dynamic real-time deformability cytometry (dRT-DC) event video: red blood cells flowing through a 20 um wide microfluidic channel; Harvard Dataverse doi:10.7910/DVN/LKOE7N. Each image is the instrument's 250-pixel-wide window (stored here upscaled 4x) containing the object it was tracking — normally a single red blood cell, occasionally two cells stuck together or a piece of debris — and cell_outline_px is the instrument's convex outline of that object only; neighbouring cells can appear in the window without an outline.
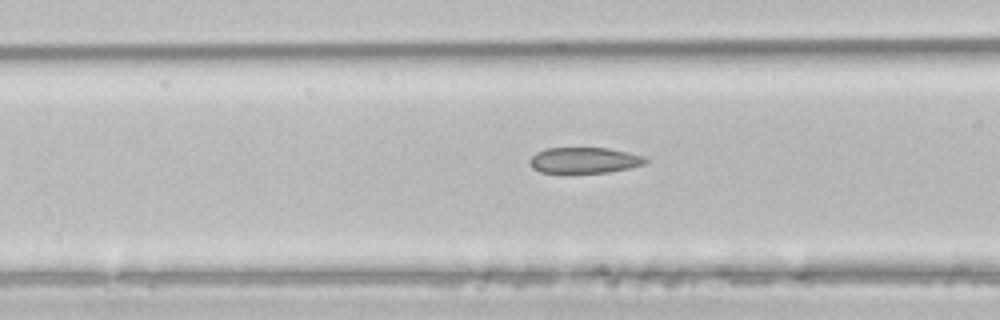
{"species": "common noctule bat (a hibernating species)", "species_latin": "Nyctalus noctula", "temperature_condition": "room temperature", "stored_images_in_passage": 5, "camera_frame_rate_fps": 3000, "um_per_image_px": 0.085, "animal": {"sex": "male", "body_mass_g": 21.5, "forearm_length_mm": 52.0}, "frame": {"image": 1, "passage_image": 4, "time_ms": 1.0, "image_size_px": [1000, 320], "cell_outline_px": [[648, 160], [644, 164], [628, 168], [608, 172], [540, 172], [532, 168], [528, 164], [528, 160], [536, 152], [548, 148], [608, 148], [628, 152], [644, 156]], "centroid_in_image_um": [49.64, 13.61], "position_along_channel_um": 117.0, "area_um2": 17.34}}
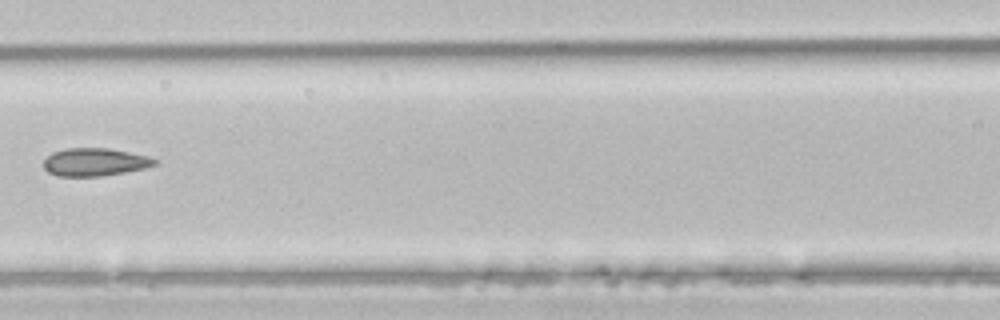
{"frame": {"image": 2, "passage_image": 5, "time_ms": 1.333, "image_size_px": [1000, 320], "cell_outline_px": [[160, 160], [156, 164], [144, 168], [124, 172], [100, 176], [56, 176], [48, 172], [44, 168], [44, 160], [52, 152], [64, 148], [108, 148], [148, 156]], "centroid_in_image_um": [8.05, 13.77], "position_along_channel_um": 158.6, "area_um2": 18.03}}